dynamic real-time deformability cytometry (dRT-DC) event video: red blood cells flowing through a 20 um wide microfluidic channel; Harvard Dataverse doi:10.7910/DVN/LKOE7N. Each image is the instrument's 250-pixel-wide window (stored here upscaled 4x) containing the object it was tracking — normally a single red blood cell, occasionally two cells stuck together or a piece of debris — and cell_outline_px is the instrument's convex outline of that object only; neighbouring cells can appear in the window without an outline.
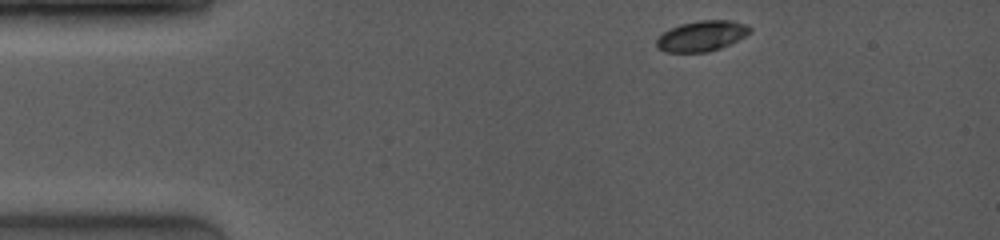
{"species": "common noctule bat (a hibernating species)", "species_latin": "Nyctalus noctula", "temperature_condition": "room temperature", "stored_images_in_passage": 5, "camera_frame_rate_fps": 4000, "um_per_image_px": 0.085, "animal": {"sex": "female", "body_mass_g": 19.0, "forearm_length_mm": 53.3}, "frame": {"image": 1, "passage_image": 1, "time_ms": 0.0, "image_size_px": [1000, 240], "cell_outline_px": [[752, 32], [720, 48], [708, 52], [664, 52], [656, 48], [656, 40], [664, 32], [680, 24], [700, 20], [732, 20], [744, 24], [752, 28]], "centroid_in_image_um": [59.63, 3.06], "position_along_channel_um": 25.4, "area_um2": 16.47}}